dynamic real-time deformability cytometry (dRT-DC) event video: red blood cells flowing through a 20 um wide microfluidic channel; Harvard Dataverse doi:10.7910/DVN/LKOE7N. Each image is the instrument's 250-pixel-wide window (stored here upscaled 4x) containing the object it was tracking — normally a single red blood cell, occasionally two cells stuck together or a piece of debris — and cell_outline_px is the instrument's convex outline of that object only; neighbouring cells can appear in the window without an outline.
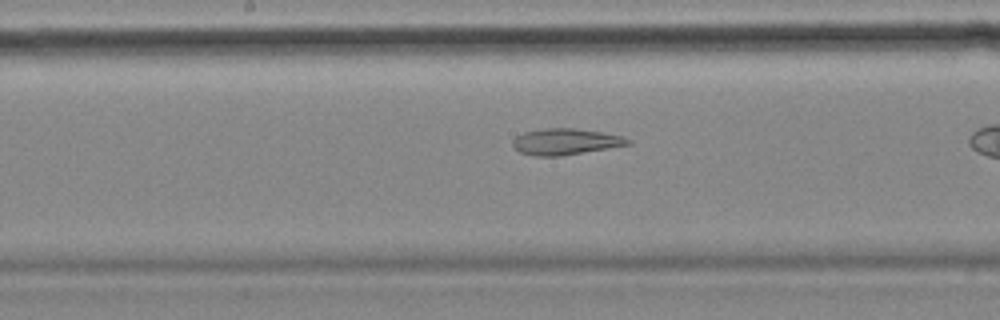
{"species": "common noctule bat (a hibernating species)", "species_latin": "Nyctalus noctula", "temperature_condition": "cold", "stored_images_in_passage": 37, "camera_frame_rate_fps": 3000, "um_per_image_px": 0.085, "animal": {"sex": "female", "body_mass_g": 18.4}, "frame": {"image": 1, "passage_image": 22, "time_ms": 7.0, "image_size_px": [1000, 320], "cell_outline_px": [[632, 144], [560, 156], [532, 156], [520, 152], [512, 144], [512, 140], [516, 136], [524, 132], [544, 128], [576, 128], [604, 132], [624, 136], [632, 140]], "centroid_in_image_um": [48.09, 12.03], "position_along_channel_um": 200.1, "area_um2": 17.74}}